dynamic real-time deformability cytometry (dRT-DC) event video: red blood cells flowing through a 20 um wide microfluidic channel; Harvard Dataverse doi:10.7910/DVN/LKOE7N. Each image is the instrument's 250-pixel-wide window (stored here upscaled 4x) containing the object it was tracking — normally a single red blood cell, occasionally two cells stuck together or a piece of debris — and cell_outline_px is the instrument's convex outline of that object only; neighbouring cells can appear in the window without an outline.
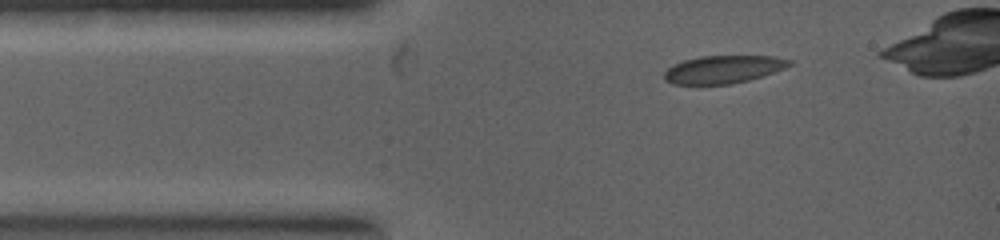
{"species": "common noctule bat (a hibernating species)", "species_latin": "Nyctalus noctula", "temperature_condition": "warm", "stored_images_in_passage": 6, "camera_frame_rate_fps": 5000, "um_per_image_px": 0.085, "animal": {"sex": "female", "body_mass_g": 19.0, "forearm_length_mm": 53.3}, "frame": {"image": 1, "passage_image": 1, "time_ms": 0.0, "image_size_px": [1000, 240], "cell_outline_px": [[792, 64], [784, 68], [748, 80], [732, 84], [672, 84], [664, 80], [664, 72], [668, 68], [684, 60], [700, 56], [772, 56], [792, 60]], "centroid_in_image_um": [61.46, 5.89], "position_along_channel_um": 23.5, "area_um2": 20.06}}
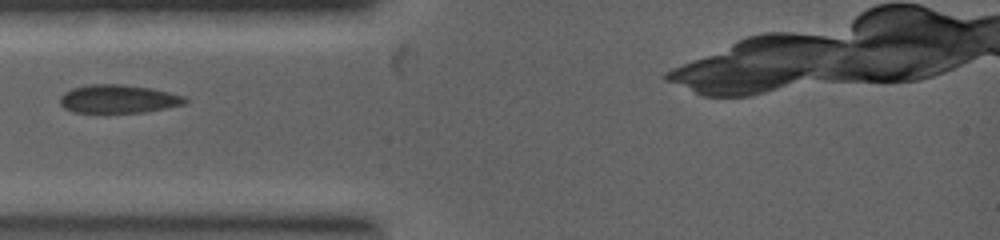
{"frame": {"image": 2, "passage_image": 5, "time_ms": 1.2, "image_size_px": [1000, 240], "cell_outline_px": [[188, 100], [184, 104], [144, 112], [104, 116], [72, 112], [64, 108], [60, 104], [60, 96], [64, 92], [72, 88], [92, 84], [120, 84], [148, 88], [168, 92], [184, 96]], "centroid_in_image_um": [9.97, 8.47], "position_along_channel_um": 75.0, "area_um2": 21.44}}